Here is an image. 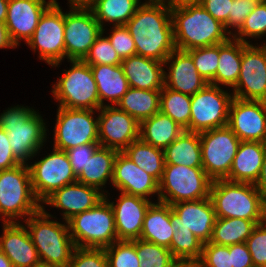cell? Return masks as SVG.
I'll use <instances>...</instances> for the list:
<instances>
[{
	"instance_id": "1",
	"label": "cell",
	"mask_w": 266,
	"mask_h": 267,
	"mask_svg": "<svg viewBox=\"0 0 266 267\" xmlns=\"http://www.w3.org/2000/svg\"><path fill=\"white\" fill-rule=\"evenodd\" d=\"M136 45V55L164 62L176 49L171 4L146 0L125 24Z\"/></svg>"
},
{
	"instance_id": "2",
	"label": "cell",
	"mask_w": 266,
	"mask_h": 267,
	"mask_svg": "<svg viewBox=\"0 0 266 267\" xmlns=\"http://www.w3.org/2000/svg\"><path fill=\"white\" fill-rule=\"evenodd\" d=\"M174 43L178 50L188 51L227 42L232 36L199 3L171 5Z\"/></svg>"
},
{
	"instance_id": "3",
	"label": "cell",
	"mask_w": 266,
	"mask_h": 267,
	"mask_svg": "<svg viewBox=\"0 0 266 267\" xmlns=\"http://www.w3.org/2000/svg\"><path fill=\"white\" fill-rule=\"evenodd\" d=\"M53 216L42 208L29 216L23 223L37 249L42 265L67 267L75 244L69 232L68 222L52 220Z\"/></svg>"
},
{
	"instance_id": "4",
	"label": "cell",
	"mask_w": 266,
	"mask_h": 267,
	"mask_svg": "<svg viewBox=\"0 0 266 267\" xmlns=\"http://www.w3.org/2000/svg\"><path fill=\"white\" fill-rule=\"evenodd\" d=\"M46 122L33 108L14 106L0 114V128L5 130L15 158L23 164L32 160L47 140Z\"/></svg>"
},
{
	"instance_id": "5",
	"label": "cell",
	"mask_w": 266,
	"mask_h": 267,
	"mask_svg": "<svg viewBox=\"0 0 266 267\" xmlns=\"http://www.w3.org/2000/svg\"><path fill=\"white\" fill-rule=\"evenodd\" d=\"M209 198L218 218H242L256 225L265 221V202L254 184L213 180Z\"/></svg>"
},
{
	"instance_id": "6",
	"label": "cell",
	"mask_w": 266,
	"mask_h": 267,
	"mask_svg": "<svg viewBox=\"0 0 266 267\" xmlns=\"http://www.w3.org/2000/svg\"><path fill=\"white\" fill-rule=\"evenodd\" d=\"M42 208L36 198L28 164L0 171V218L3 223L19 222Z\"/></svg>"
},
{
	"instance_id": "7",
	"label": "cell",
	"mask_w": 266,
	"mask_h": 267,
	"mask_svg": "<svg viewBox=\"0 0 266 267\" xmlns=\"http://www.w3.org/2000/svg\"><path fill=\"white\" fill-rule=\"evenodd\" d=\"M67 222L75 247L106 248L118 240L114 211L106 198Z\"/></svg>"
},
{
	"instance_id": "8",
	"label": "cell",
	"mask_w": 266,
	"mask_h": 267,
	"mask_svg": "<svg viewBox=\"0 0 266 267\" xmlns=\"http://www.w3.org/2000/svg\"><path fill=\"white\" fill-rule=\"evenodd\" d=\"M71 68L53 85L51 93L58 107L98 111L102 105L90 65L83 60H69Z\"/></svg>"
},
{
	"instance_id": "9",
	"label": "cell",
	"mask_w": 266,
	"mask_h": 267,
	"mask_svg": "<svg viewBox=\"0 0 266 267\" xmlns=\"http://www.w3.org/2000/svg\"><path fill=\"white\" fill-rule=\"evenodd\" d=\"M212 181L202 167L165 164L157 201L172 205L208 198Z\"/></svg>"
},
{
	"instance_id": "10",
	"label": "cell",
	"mask_w": 266,
	"mask_h": 267,
	"mask_svg": "<svg viewBox=\"0 0 266 267\" xmlns=\"http://www.w3.org/2000/svg\"><path fill=\"white\" fill-rule=\"evenodd\" d=\"M202 168L212 179H225L231 170L240 139L228 127L215 128L199 133Z\"/></svg>"
},
{
	"instance_id": "11",
	"label": "cell",
	"mask_w": 266,
	"mask_h": 267,
	"mask_svg": "<svg viewBox=\"0 0 266 267\" xmlns=\"http://www.w3.org/2000/svg\"><path fill=\"white\" fill-rule=\"evenodd\" d=\"M233 98V93L210 83L191 95L190 132L200 133L227 126Z\"/></svg>"
},
{
	"instance_id": "12",
	"label": "cell",
	"mask_w": 266,
	"mask_h": 267,
	"mask_svg": "<svg viewBox=\"0 0 266 267\" xmlns=\"http://www.w3.org/2000/svg\"><path fill=\"white\" fill-rule=\"evenodd\" d=\"M94 110L57 109L54 130L53 148L67 151L89 143H99L98 117L94 118Z\"/></svg>"
},
{
	"instance_id": "13",
	"label": "cell",
	"mask_w": 266,
	"mask_h": 267,
	"mask_svg": "<svg viewBox=\"0 0 266 267\" xmlns=\"http://www.w3.org/2000/svg\"><path fill=\"white\" fill-rule=\"evenodd\" d=\"M64 27V12L58 2L53 0L27 42L33 51L38 50L40 60L51 67H58L65 59Z\"/></svg>"
},
{
	"instance_id": "14",
	"label": "cell",
	"mask_w": 266,
	"mask_h": 267,
	"mask_svg": "<svg viewBox=\"0 0 266 267\" xmlns=\"http://www.w3.org/2000/svg\"><path fill=\"white\" fill-rule=\"evenodd\" d=\"M28 166L34 194L41 204L55 190L77 182L66 151L53 148L52 153Z\"/></svg>"
},
{
	"instance_id": "15",
	"label": "cell",
	"mask_w": 266,
	"mask_h": 267,
	"mask_svg": "<svg viewBox=\"0 0 266 267\" xmlns=\"http://www.w3.org/2000/svg\"><path fill=\"white\" fill-rule=\"evenodd\" d=\"M65 58L83 60L102 33V27L89 7H70L64 13Z\"/></svg>"
},
{
	"instance_id": "16",
	"label": "cell",
	"mask_w": 266,
	"mask_h": 267,
	"mask_svg": "<svg viewBox=\"0 0 266 267\" xmlns=\"http://www.w3.org/2000/svg\"><path fill=\"white\" fill-rule=\"evenodd\" d=\"M233 97L266 101V47L242 43L241 70Z\"/></svg>"
},
{
	"instance_id": "17",
	"label": "cell",
	"mask_w": 266,
	"mask_h": 267,
	"mask_svg": "<svg viewBox=\"0 0 266 267\" xmlns=\"http://www.w3.org/2000/svg\"><path fill=\"white\" fill-rule=\"evenodd\" d=\"M99 145L123 152L139 139L140 123L117 106L104 105L98 110Z\"/></svg>"
},
{
	"instance_id": "18",
	"label": "cell",
	"mask_w": 266,
	"mask_h": 267,
	"mask_svg": "<svg viewBox=\"0 0 266 267\" xmlns=\"http://www.w3.org/2000/svg\"><path fill=\"white\" fill-rule=\"evenodd\" d=\"M227 126L240 141L266 143V101L234 97L229 108Z\"/></svg>"
},
{
	"instance_id": "19",
	"label": "cell",
	"mask_w": 266,
	"mask_h": 267,
	"mask_svg": "<svg viewBox=\"0 0 266 267\" xmlns=\"http://www.w3.org/2000/svg\"><path fill=\"white\" fill-rule=\"evenodd\" d=\"M170 220L172 224H183L189 228L205 244L211 240L216 215L208 197L170 205Z\"/></svg>"
},
{
	"instance_id": "20",
	"label": "cell",
	"mask_w": 266,
	"mask_h": 267,
	"mask_svg": "<svg viewBox=\"0 0 266 267\" xmlns=\"http://www.w3.org/2000/svg\"><path fill=\"white\" fill-rule=\"evenodd\" d=\"M53 0H9L5 21L10 38L15 46L20 40L26 43L32 37L40 17Z\"/></svg>"
},
{
	"instance_id": "21",
	"label": "cell",
	"mask_w": 266,
	"mask_h": 267,
	"mask_svg": "<svg viewBox=\"0 0 266 267\" xmlns=\"http://www.w3.org/2000/svg\"><path fill=\"white\" fill-rule=\"evenodd\" d=\"M111 184L123 193L145 199L159 194V182L123 152H118L115 158Z\"/></svg>"
},
{
	"instance_id": "22",
	"label": "cell",
	"mask_w": 266,
	"mask_h": 267,
	"mask_svg": "<svg viewBox=\"0 0 266 267\" xmlns=\"http://www.w3.org/2000/svg\"><path fill=\"white\" fill-rule=\"evenodd\" d=\"M120 193L116 204L114 201L110 202L108 195L105 194L114 211L117 238L128 241L140 239L143 220L152 201L150 198Z\"/></svg>"
},
{
	"instance_id": "23",
	"label": "cell",
	"mask_w": 266,
	"mask_h": 267,
	"mask_svg": "<svg viewBox=\"0 0 266 267\" xmlns=\"http://www.w3.org/2000/svg\"><path fill=\"white\" fill-rule=\"evenodd\" d=\"M105 198V194L99 189L74 182L55 190L42 203L61 209L64 221H68L74 215L95 207Z\"/></svg>"
},
{
	"instance_id": "24",
	"label": "cell",
	"mask_w": 266,
	"mask_h": 267,
	"mask_svg": "<svg viewBox=\"0 0 266 267\" xmlns=\"http://www.w3.org/2000/svg\"><path fill=\"white\" fill-rule=\"evenodd\" d=\"M164 86L180 93L194 95L208 82L197 71L192 56L187 51L175 49L164 61Z\"/></svg>"
},
{
	"instance_id": "25",
	"label": "cell",
	"mask_w": 266,
	"mask_h": 267,
	"mask_svg": "<svg viewBox=\"0 0 266 267\" xmlns=\"http://www.w3.org/2000/svg\"><path fill=\"white\" fill-rule=\"evenodd\" d=\"M0 251L11 261L13 267H36L41 265L36 247L25 225L20 222L3 223Z\"/></svg>"
},
{
	"instance_id": "26",
	"label": "cell",
	"mask_w": 266,
	"mask_h": 267,
	"mask_svg": "<svg viewBox=\"0 0 266 267\" xmlns=\"http://www.w3.org/2000/svg\"><path fill=\"white\" fill-rule=\"evenodd\" d=\"M121 66L129 87L143 90H161L164 87V62L134 55L123 59Z\"/></svg>"
},
{
	"instance_id": "27",
	"label": "cell",
	"mask_w": 266,
	"mask_h": 267,
	"mask_svg": "<svg viewBox=\"0 0 266 267\" xmlns=\"http://www.w3.org/2000/svg\"><path fill=\"white\" fill-rule=\"evenodd\" d=\"M266 152V143L259 141H241L229 175L231 182L255 184Z\"/></svg>"
},
{
	"instance_id": "28",
	"label": "cell",
	"mask_w": 266,
	"mask_h": 267,
	"mask_svg": "<svg viewBox=\"0 0 266 267\" xmlns=\"http://www.w3.org/2000/svg\"><path fill=\"white\" fill-rule=\"evenodd\" d=\"M173 233L170 205L161 201L152 202L143 220L140 239L169 249Z\"/></svg>"
},
{
	"instance_id": "29",
	"label": "cell",
	"mask_w": 266,
	"mask_h": 267,
	"mask_svg": "<svg viewBox=\"0 0 266 267\" xmlns=\"http://www.w3.org/2000/svg\"><path fill=\"white\" fill-rule=\"evenodd\" d=\"M97 84L100 104L116 106L128 91L129 83L120 65H90ZM111 104H105V100Z\"/></svg>"
},
{
	"instance_id": "30",
	"label": "cell",
	"mask_w": 266,
	"mask_h": 267,
	"mask_svg": "<svg viewBox=\"0 0 266 267\" xmlns=\"http://www.w3.org/2000/svg\"><path fill=\"white\" fill-rule=\"evenodd\" d=\"M118 150L99 146L88 158L81 173L77 176V182L99 189L104 194L103 186L110 178L112 181L115 158Z\"/></svg>"
},
{
	"instance_id": "31",
	"label": "cell",
	"mask_w": 266,
	"mask_h": 267,
	"mask_svg": "<svg viewBox=\"0 0 266 267\" xmlns=\"http://www.w3.org/2000/svg\"><path fill=\"white\" fill-rule=\"evenodd\" d=\"M185 129L161 111L140 122L139 139L154 147L165 149Z\"/></svg>"
},
{
	"instance_id": "32",
	"label": "cell",
	"mask_w": 266,
	"mask_h": 267,
	"mask_svg": "<svg viewBox=\"0 0 266 267\" xmlns=\"http://www.w3.org/2000/svg\"><path fill=\"white\" fill-rule=\"evenodd\" d=\"M163 151L165 164L202 167L199 133L184 130Z\"/></svg>"
},
{
	"instance_id": "33",
	"label": "cell",
	"mask_w": 266,
	"mask_h": 267,
	"mask_svg": "<svg viewBox=\"0 0 266 267\" xmlns=\"http://www.w3.org/2000/svg\"><path fill=\"white\" fill-rule=\"evenodd\" d=\"M242 59V42L230 38L227 42L219 44V65L216 76L210 84L229 86L232 89L236 86Z\"/></svg>"
},
{
	"instance_id": "34",
	"label": "cell",
	"mask_w": 266,
	"mask_h": 267,
	"mask_svg": "<svg viewBox=\"0 0 266 267\" xmlns=\"http://www.w3.org/2000/svg\"><path fill=\"white\" fill-rule=\"evenodd\" d=\"M161 90H143L130 87L117 107L139 123L160 111Z\"/></svg>"
},
{
	"instance_id": "35",
	"label": "cell",
	"mask_w": 266,
	"mask_h": 267,
	"mask_svg": "<svg viewBox=\"0 0 266 267\" xmlns=\"http://www.w3.org/2000/svg\"><path fill=\"white\" fill-rule=\"evenodd\" d=\"M140 5V0H94L89 8L104 29V22L125 26Z\"/></svg>"
},
{
	"instance_id": "36",
	"label": "cell",
	"mask_w": 266,
	"mask_h": 267,
	"mask_svg": "<svg viewBox=\"0 0 266 267\" xmlns=\"http://www.w3.org/2000/svg\"><path fill=\"white\" fill-rule=\"evenodd\" d=\"M123 153L146 173L152 175L158 182L161 180L165 166L163 149L138 139L131 142Z\"/></svg>"
},
{
	"instance_id": "37",
	"label": "cell",
	"mask_w": 266,
	"mask_h": 267,
	"mask_svg": "<svg viewBox=\"0 0 266 267\" xmlns=\"http://www.w3.org/2000/svg\"><path fill=\"white\" fill-rule=\"evenodd\" d=\"M255 226L256 224L251 220L216 217L209 242L224 246L244 243Z\"/></svg>"
},
{
	"instance_id": "38",
	"label": "cell",
	"mask_w": 266,
	"mask_h": 267,
	"mask_svg": "<svg viewBox=\"0 0 266 267\" xmlns=\"http://www.w3.org/2000/svg\"><path fill=\"white\" fill-rule=\"evenodd\" d=\"M170 251L179 263L195 265L202 256L203 243L183 224H172Z\"/></svg>"
},
{
	"instance_id": "39",
	"label": "cell",
	"mask_w": 266,
	"mask_h": 267,
	"mask_svg": "<svg viewBox=\"0 0 266 267\" xmlns=\"http://www.w3.org/2000/svg\"><path fill=\"white\" fill-rule=\"evenodd\" d=\"M160 111L190 131L191 95L164 86L160 93Z\"/></svg>"
},
{
	"instance_id": "40",
	"label": "cell",
	"mask_w": 266,
	"mask_h": 267,
	"mask_svg": "<svg viewBox=\"0 0 266 267\" xmlns=\"http://www.w3.org/2000/svg\"><path fill=\"white\" fill-rule=\"evenodd\" d=\"M140 267H175L179 262L170 249L141 239L134 240Z\"/></svg>"
},
{
	"instance_id": "41",
	"label": "cell",
	"mask_w": 266,
	"mask_h": 267,
	"mask_svg": "<svg viewBox=\"0 0 266 267\" xmlns=\"http://www.w3.org/2000/svg\"><path fill=\"white\" fill-rule=\"evenodd\" d=\"M264 35H266V2L257 3L241 28L233 33L232 38L245 44H251L247 37L259 39Z\"/></svg>"
},
{
	"instance_id": "42",
	"label": "cell",
	"mask_w": 266,
	"mask_h": 267,
	"mask_svg": "<svg viewBox=\"0 0 266 267\" xmlns=\"http://www.w3.org/2000/svg\"><path fill=\"white\" fill-rule=\"evenodd\" d=\"M187 52L192 56L199 74L205 81L211 83L216 76L219 65V44L195 48Z\"/></svg>"
},
{
	"instance_id": "43",
	"label": "cell",
	"mask_w": 266,
	"mask_h": 267,
	"mask_svg": "<svg viewBox=\"0 0 266 267\" xmlns=\"http://www.w3.org/2000/svg\"><path fill=\"white\" fill-rule=\"evenodd\" d=\"M104 250L108 259V267H140L134 240H117Z\"/></svg>"
},
{
	"instance_id": "44",
	"label": "cell",
	"mask_w": 266,
	"mask_h": 267,
	"mask_svg": "<svg viewBox=\"0 0 266 267\" xmlns=\"http://www.w3.org/2000/svg\"><path fill=\"white\" fill-rule=\"evenodd\" d=\"M105 28L90 47L83 61L88 65H120L122 60L117 55L108 37H104Z\"/></svg>"
},
{
	"instance_id": "45",
	"label": "cell",
	"mask_w": 266,
	"mask_h": 267,
	"mask_svg": "<svg viewBox=\"0 0 266 267\" xmlns=\"http://www.w3.org/2000/svg\"><path fill=\"white\" fill-rule=\"evenodd\" d=\"M195 267H232L231 253L229 246L215 243L203 244L201 259Z\"/></svg>"
},
{
	"instance_id": "46",
	"label": "cell",
	"mask_w": 266,
	"mask_h": 267,
	"mask_svg": "<svg viewBox=\"0 0 266 267\" xmlns=\"http://www.w3.org/2000/svg\"><path fill=\"white\" fill-rule=\"evenodd\" d=\"M67 267H108L104 248L75 247Z\"/></svg>"
},
{
	"instance_id": "47",
	"label": "cell",
	"mask_w": 266,
	"mask_h": 267,
	"mask_svg": "<svg viewBox=\"0 0 266 267\" xmlns=\"http://www.w3.org/2000/svg\"><path fill=\"white\" fill-rule=\"evenodd\" d=\"M254 267H266V220L257 224L245 242Z\"/></svg>"
},
{
	"instance_id": "48",
	"label": "cell",
	"mask_w": 266,
	"mask_h": 267,
	"mask_svg": "<svg viewBox=\"0 0 266 267\" xmlns=\"http://www.w3.org/2000/svg\"><path fill=\"white\" fill-rule=\"evenodd\" d=\"M108 39L121 60L136 55L133 37L125 26H113Z\"/></svg>"
},
{
	"instance_id": "49",
	"label": "cell",
	"mask_w": 266,
	"mask_h": 267,
	"mask_svg": "<svg viewBox=\"0 0 266 267\" xmlns=\"http://www.w3.org/2000/svg\"><path fill=\"white\" fill-rule=\"evenodd\" d=\"M257 5L255 0H233L231 2V12H229L228 22L224 25L225 30L232 36L231 28L238 31L244 24L246 17L254 10Z\"/></svg>"
},
{
	"instance_id": "50",
	"label": "cell",
	"mask_w": 266,
	"mask_h": 267,
	"mask_svg": "<svg viewBox=\"0 0 266 267\" xmlns=\"http://www.w3.org/2000/svg\"><path fill=\"white\" fill-rule=\"evenodd\" d=\"M99 146V143H89L86 145H81L72 149H68L66 151L76 177L81 173L83 167L88 161V158L93 155L94 151Z\"/></svg>"
},
{
	"instance_id": "51",
	"label": "cell",
	"mask_w": 266,
	"mask_h": 267,
	"mask_svg": "<svg viewBox=\"0 0 266 267\" xmlns=\"http://www.w3.org/2000/svg\"><path fill=\"white\" fill-rule=\"evenodd\" d=\"M233 0H201L199 4L223 25L228 22Z\"/></svg>"
},
{
	"instance_id": "52",
	"label": "cell",
	"mask_w": 266,
	"mask_h": 267,
	"mask_svg": "<svg viewBox=\"0 0 266 267\" xmlns=\"http://www.w3.org/2000/svg\"><path fill=\"white\" fill-rule=\"evenodd\" d=\"M19 164L21 163L13 155L7 132L0 128V171L13 168Z\"/></svg>"
},
{
	"instance_id": "53",
	"label": "cell",
	"mask_w": 266,
	"mask_h": 267,
	"mask_svg": "<svg viewBox=\"0 0 266 267\" xmlns=\"http://www.w3.org/2000/svg\"><path fill=\"white\" fill-rule=\"evenodd\" d=\"M231 253L232 267H254L251 254L246 243L229 246Z\"/></svg>"
},
{
	"instance_id": "54",
	"label": "cell",
	"mask_w": 266,
	"mask_h": 267,
	"mask_svg": "<svg viewBox=\"0 0 266 267\" xmlns=\"http://www.w3.org/2000/svg\"><path fill=\"white\" fill-rule=\"evenodd\" d=\"M254 185L258 192L261 194L263 201L266 202V152L262 163L260 175Z\"/></svg>"
},
{
	"instance_id": "55",
	"label": "cell",
	"mask_w": 266,
	"mask_h": 267,
	"mask_svg": "<svg viewBox=\"0 0 266 267\" xmlns=\"http://www.w3.org/2000/svg\"><path fill=\"white\" fill-rule=\"evenodd\" d=\"M2 48H16L12 42L5 22L0 21V49Z\"/></svg>"
},
{
	"instance_id": "56",
	"label": "cell",
	"mask_w": 266,
	"mask_h": 267,
	"mask_svg": "<svg viewBox=\"0 0 266 267\" xmlns=\"http://www.w3.org/2000/svg\"><path fill=\"white\" fill-rule=\"evenodd\" d=\"M69 7H89L94 0H68Z\"/></svg>"
},
{
	"instance_id": "57",
	"label": "cell",
	"mask_w": 266,
	"mask_h": 267,
	"mask_svg": "<svg viewBox=\"0 0 266 267\" xmlns=\"http://www.w3.org/2000/svg\"><path fill=\"white\" fill-rule=\"evenodd\" d=\"M9 0H0V21L5 22L7 18Z\"/></svg>"
},
{
	"instance_id": "58",
	"label": "cell",
	"mask_w": 266,
	"mask_h": 267,
	"mask_svg": "<svg viewBox=\"0 0 266 267\" xmlns=\"http://www.w3.org/2000/svg\"><path fill=\"white\" fill-rule=\"evenodd\" d=\"M0 267H13L10 259L2 251H0Z\"/></svg>"
},
{
	"instance_id": "59",
	"label": "cell",
	"mask_w": 266,
	"mask_h": 267,
	"mask_svg": "<svg viewBox=\"0 0 266 267\" xmlns=\"http://www.w3.org/2000/svg\"><path fill=\"white\" fill-rule=\"evenodd\" d=\"M171 5H183L186 3H199L201 0H166Z\"/></svg>"
},
{
	"instance_id": "60",
	"label": "cell",
	"mask_w": 266,
	"mask_h": 267,
	"mask_svg": "<svg viewBox=\"0 0 266 267\" xmlns=\"http://www.w3.org/2000/svg\"><path fill=\"white\" fill-rule=\"evenodd\" d=\"M175 267H194V266L187 263H178Z\"/></svg>"
},
{
	"instance_id": "61",
	"label": "cell",
	"mask_w": 266,
	"mask_h": 267,
	"mask_svg": "<svg viewBox=\"0 0 266 267\" xmlns=\"http://www.w3.org/2000/svg\"><path fill=\"white\" fill-rule=\"evenodd\" d=\"M36 267H55V266H48V265H39V266H36Z\"/></svg>"
},
{
	"instance_id": "62",
	"label": "cell",
	"mask_w": 266,
	"mask_h": 267,
	"mask_svg": "<svg viewBox=\"0 0 266 267\" xmlns=\"http://www.w3.org/2000/svg\"><path fill=\"white\" fill-rule=\"evenodd\" d=\"M257 3L266 2V0H255Z\"/></svg>"
},
{
	"instance_id": "63",
	"label": "cell",
	"mask_w": 266,
	"mask_h": 267,
	"mask_svg": "<svg viewBox=\"0 0 266 267\" xmlns=\"http://www.w3.org/2000/svg\"><path fill=\"white\" fill-rule=\"evenodd\" d=\"M265 220H266V202H265Z\"/></svg>"
}]
</instances>
